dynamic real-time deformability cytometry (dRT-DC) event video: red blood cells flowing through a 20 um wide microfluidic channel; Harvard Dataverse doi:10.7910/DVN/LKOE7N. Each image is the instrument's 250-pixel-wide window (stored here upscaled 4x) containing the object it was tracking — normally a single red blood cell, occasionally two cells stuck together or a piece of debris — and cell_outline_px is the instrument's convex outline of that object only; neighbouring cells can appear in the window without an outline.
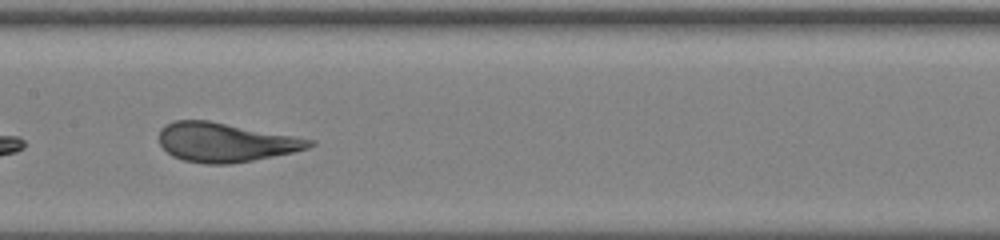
{"species": "human", "species_latin": "Homo sapiens", "temperature_condition": "warm", "stored_images_in_passage": 36, "camera_frame_rate_fps": 3000, "um_per_image_px": 0.085, "donor": {"sex": "male"}, "frame": {"image": 1, "passage_image": 19, "time_ms": 6.0, "image_size_px": [1000, 240], "cell_outline_px": [[316, 144], [308, 148], [292, 152], [252, 160], [228, 164], [204, 164], [184, 160], [172, 156], [160, 144], [160, 128], [164, 124], [172, 120], [208, 120], [316, 140]], "centroid_in_image_um": [19.14, 12.09], "position_along_channel_um": 188.3, "area_um2": 34.16}}
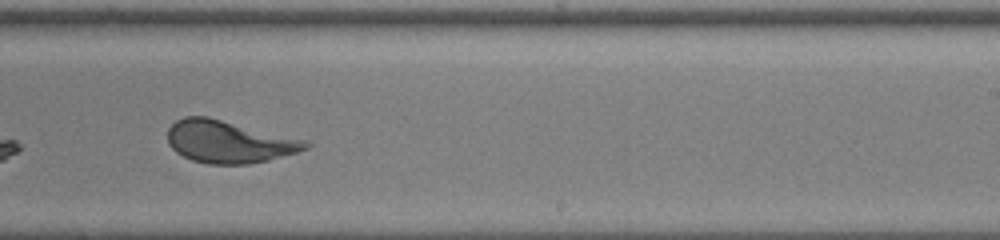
{"frame": {"image": 2, "passage_image": 25, "time_ms": 8.0, "image_size_px": [1000, 240], "cell_outline_px": [[312, 144], [308, 148], [296, 152], [268, 160], [248, 164], [208, 164], [192, 160], [176, 152], [168, 144], [168, 128], [176, 120], [184, 116], [208, 116], [308, 140]], "centroid_in_image_um": [19.46, 12.03], "position_along_channel_um": 269.5, "area_um2": 34.22}}
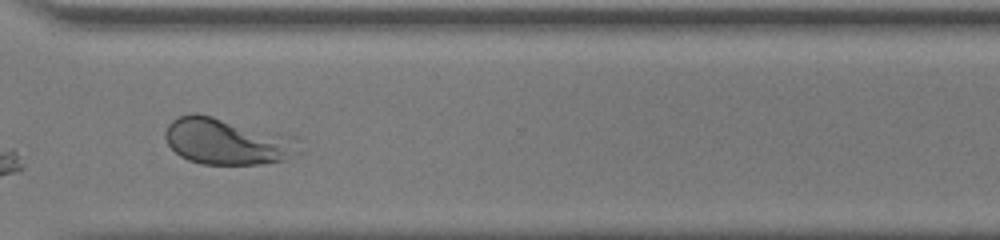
{"frame": {"image": 3, "passage_image": 31, "time_ms": 10.0, "image_size_px": [1000, 240], "cell_outline_px": [[300, 152], [288, 160], [264, 164], [200, 164], [188, 160], [180, 156], [168, 144], [164, 136], [164, 132], [168, 124], [172, 120], [180, 116], [192, 112], [196, 112], [296, 136]], "centroid_in_image_um": [19.33, 12.02], "position_along_channel_um": 351.3, "area_um2": 36.76}, "authors_computed_cell_mechanics": {"area_um2": 36.125, "velocity_mm_per_s": 4.0788, "shape_relaxation_time_tau1_ms": 4.8404, "shape_relaxation_time_tau2_ms": null, "deformation_change_tau1": 0.2029, "deformation_change_tau2": null}}